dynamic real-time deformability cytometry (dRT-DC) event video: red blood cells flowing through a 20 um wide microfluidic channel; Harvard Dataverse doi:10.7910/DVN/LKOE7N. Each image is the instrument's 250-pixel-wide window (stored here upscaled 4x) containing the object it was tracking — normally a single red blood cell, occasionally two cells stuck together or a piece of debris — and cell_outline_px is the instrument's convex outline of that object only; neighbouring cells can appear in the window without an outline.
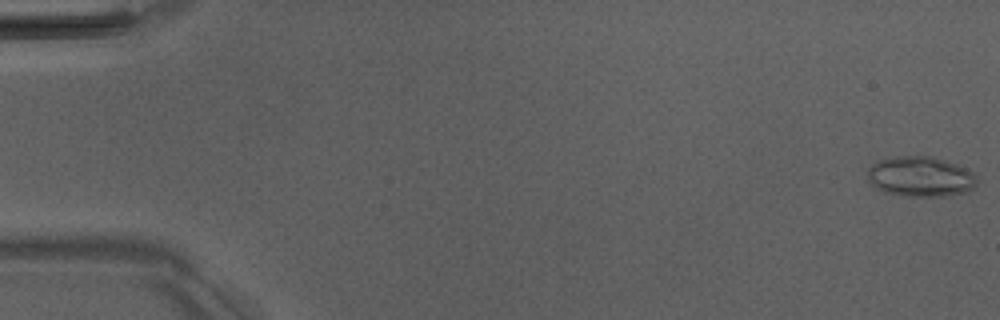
{"species": "Egyptian fruit bat (a non-hibernating species)", "species_latin": "Rousettus aegyptiacus", "temperature_condition": "room temperature", "stored_images_in_passage": 7, "camera_frame_rate_fps": 3000, "um_per_image_px": 0.085, "animal": {"sex": "male"}, "frame": {"image": 1, "passage_image": 1, "time_ms": 0.0, "image_size_px": [1000, 320], "cell_outline_px": [[980, 180], [972, 188], [964, 192], [948, 196], [908, 196], [884, 192], [876, 188], [868, 180], [868, 168], [872, 164], [880, 160], [896, 156], [932, 156], [956, 164], [972, 172]], "centroid_in_image_um": [78.24, 15.01], "position_along_channel_um": 6.8, "area_um2": 25.61}}